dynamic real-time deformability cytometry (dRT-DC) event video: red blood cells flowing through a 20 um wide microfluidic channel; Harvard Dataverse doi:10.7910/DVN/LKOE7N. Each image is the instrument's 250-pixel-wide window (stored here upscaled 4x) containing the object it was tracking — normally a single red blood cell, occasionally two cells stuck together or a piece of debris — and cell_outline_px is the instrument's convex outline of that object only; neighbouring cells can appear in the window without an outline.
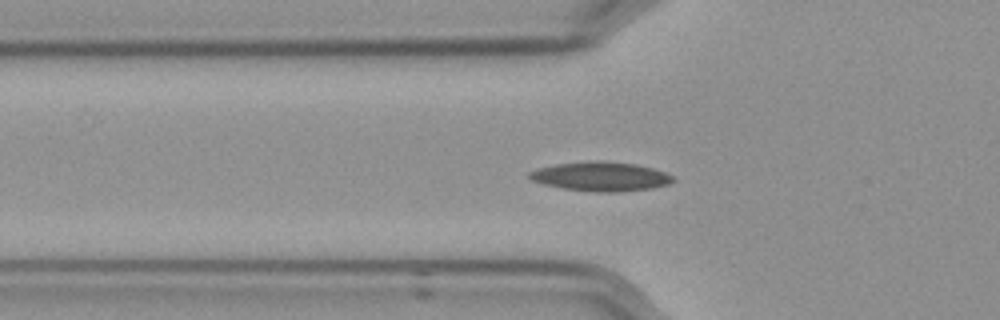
{"species": "Egyptian fruit bat (a non-hibernating species)", "species_latin": "Rousettus aegyptiacus", "temperature_condition": "cold", "stored_images_in_passage": 44, "camera_frame_rate_fps": 3000, "um_per_image_px": 0.085, "frame": {"image": 1, "passage_image": 13, "time_ms": 4.0, "image_size_px": [1000, 320], "cell_outline_px": [[676, 180], [668, 184], [652, 188], [616, 192], [592, 192], [564, 188], [544, 184], [532, 180], [528, 176], [528, 172], [540, 168], [556, 164], [596, 160], [600, 160], [636, 164], [652, 168], [676, 176]], "centroid_in_image_um": [51.1, 15.0], "position_along_channel_um": 74.7, "area_um2": 24.45}}
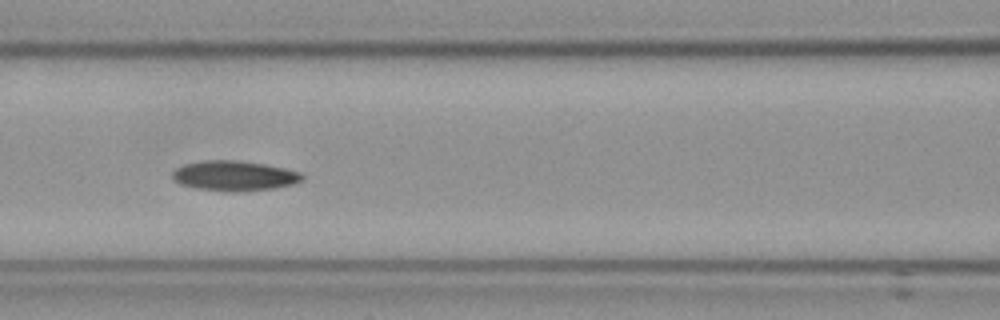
{"frame": {"image": 2, "passage_image": 19, "time_ms": 6.0, "image_size_px": [1000, 320], "cell_outline_px": [[304, 176], [300, 180], [292, 184], [276, 188], [244, 192], [224, 192], [196, 188], [180, 184], [172, 176], [172, 172], [176, 168], [184, 164], [208, 160], [232, 160], [264, 164], [284, 168], [300, 172]], "centroid_in_image_um": [19.91, 14.96], "position_along_channel_um": 146.7, "area_um2": 22.72}}
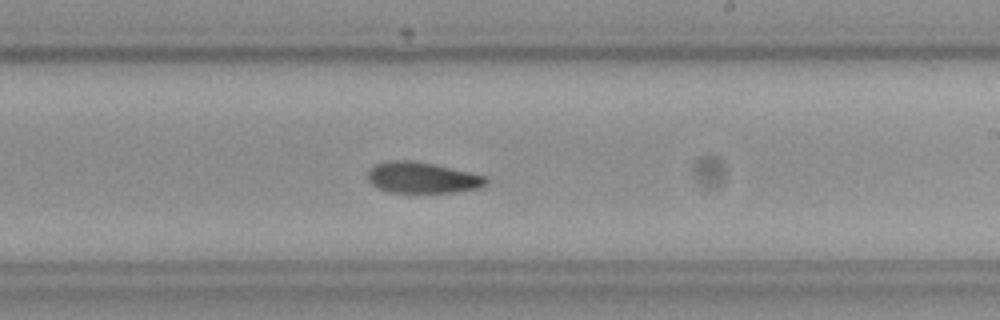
{"frame": {"image": 3, "passage_image": 28, "time_ms": 9.0, "image_size_px": [1000, 320], "cell_outline_px": [[488, 180], [480, 188], [460, 192], [388, 192], [372, 184], [368, 180], [368, 172], [376, 164], [388, 160], [412, 160], [436, 164], [484, 176]], "centroid_in_image_um": [35.89, 15.09], "position_along_channel_um": 253.1, "area_um2": 21.27}, "authors_computed_cell_mechanics": {"area_um2": 22.1663, "velocity_mm_per_s": 3.5518, "shape_relaxation_time_tau1_ms": 4.8354, "shape_relaxation_time_tau2_ms": null, "deformation_change_tau1": 0.1281, "deformation_change_tau2": null}}